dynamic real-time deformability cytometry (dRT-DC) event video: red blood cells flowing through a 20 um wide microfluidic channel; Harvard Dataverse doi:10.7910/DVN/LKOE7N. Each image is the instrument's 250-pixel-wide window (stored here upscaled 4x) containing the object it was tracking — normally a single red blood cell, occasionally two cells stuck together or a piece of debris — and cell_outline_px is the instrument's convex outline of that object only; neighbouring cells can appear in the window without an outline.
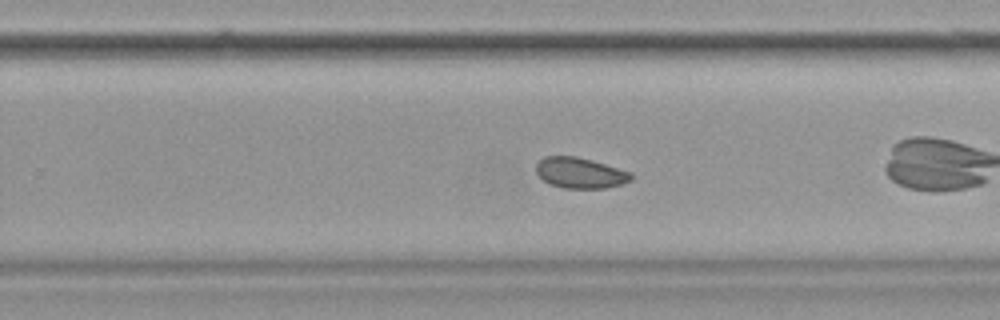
{"species": "common noctule bat (a hibernating species)", "species_latin": "Nyctalus noctula", "temperature_condition": "cold", "stored_images_in_passage": 51, "camera_frame_rate_fps": 3000, "um_per_image_px": 0.085, "animal": {"sex": "female", "body_mass_g": 19.9}, "frame": {"image": 1, "passage_image": 30, "time_ms": 9.667, "image_size_px": [1000, 320], "cell_outline_px": [[632, 180], [620, 184], [604, 188], [564, 188], [548, 184], [536, 172], [536, 164], [544, 156], [576, 156], [592, 160], [632, 172]], "centroid_in_image_um": [49.3, 14.69], "position_along_channel_um": 280.5, "area_um2": 16.99}}